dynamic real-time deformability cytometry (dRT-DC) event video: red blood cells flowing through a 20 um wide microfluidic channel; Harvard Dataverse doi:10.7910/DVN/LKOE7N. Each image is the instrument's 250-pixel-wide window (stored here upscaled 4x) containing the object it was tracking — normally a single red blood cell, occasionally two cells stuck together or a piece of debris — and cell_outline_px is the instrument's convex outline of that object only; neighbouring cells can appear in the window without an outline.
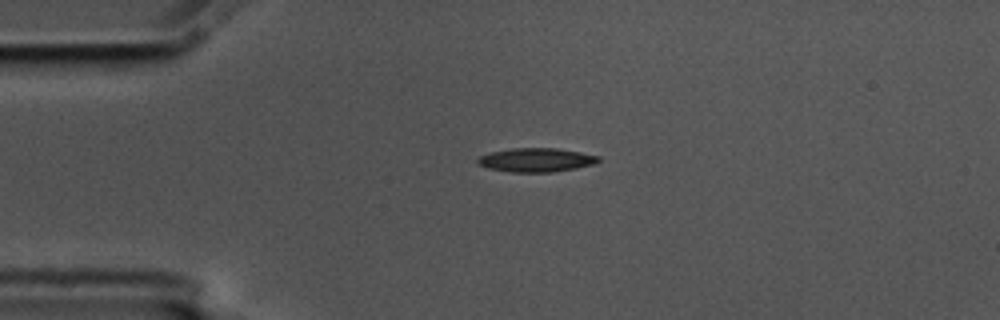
{"species": "common noctule bat (a hibernating species)", "species_latin": "Nyctalus noctula", "temperature_condition": "cold", "stored_images_in_passage": 44, "camera_frame_rate_fps": 3000, "um_per_image_px": 0.085, "animal": {"sex": "male", "body_mass_g": 17.5, "forearm_length_mm": 52.3}, "frame": {"image": 1, "passage_image": 1, "time_ms": 0.0, "image_size_px": [1000, 320], "cell_outline_px": [[600, 160], [596, 164], [576, 168], [552, 172], [512, 172], [488, 168], [476, 164], [476, 160], [480, 156], [492, 152], [512, 148], [556, 148], [580, 152], [600, 156]], "centroid_in_image_um": [45.59, 13.6], "position_along_channel_um": 39.4, "area_um2": 16.82}}
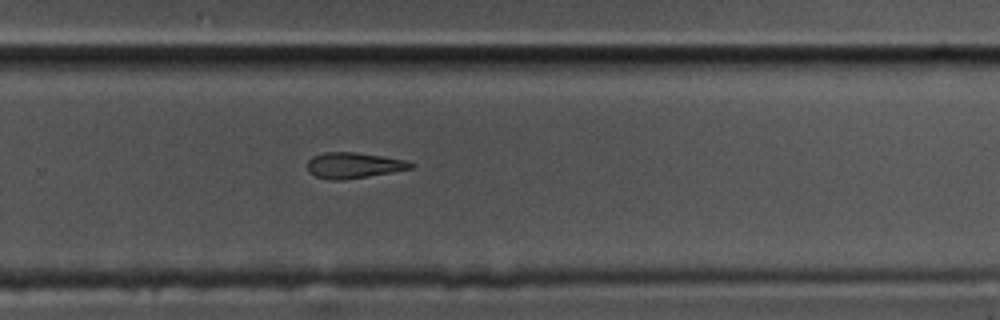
{"frame": {"image": 2, "passage_image": 25, "time_ms": 8.0, "image_size_px": [1000, 320], "cell_outline_px": [[416, 164], [412, 168], [392, 172], [344, 180], [328, 180], [316, 176], [308, 172], [308, 160], [312, 156], [324, 152], [356, 152], [404, 160]], "centroid_in_image_um": [30.03, 14.06], "position_along_channel_um": 299.8, "area_um2": 15.49}}
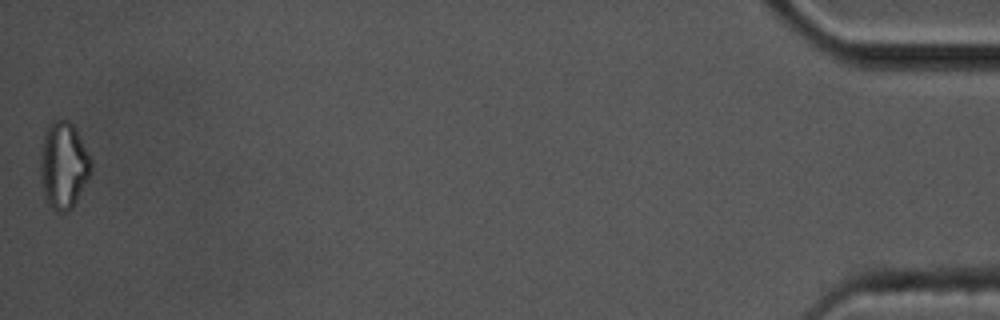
{"frame": {"image": 3, "passage_image": 44, "time_ms": 14.333, "image_size_px": [1000, 320], "cell_outline_px": [[92, 172], [72, 208], [64, 212], [56, 212], [48, 204], [44, 196], [40, 180], [40, 152], [44, 132], [48, 124], [52, 120], [68, 120], [72, 124], [92, 160]], "centroid_in_image_um": [5.38, 14.06], "position_along_channel_um": 429.8, "area_um2": 25.84}}